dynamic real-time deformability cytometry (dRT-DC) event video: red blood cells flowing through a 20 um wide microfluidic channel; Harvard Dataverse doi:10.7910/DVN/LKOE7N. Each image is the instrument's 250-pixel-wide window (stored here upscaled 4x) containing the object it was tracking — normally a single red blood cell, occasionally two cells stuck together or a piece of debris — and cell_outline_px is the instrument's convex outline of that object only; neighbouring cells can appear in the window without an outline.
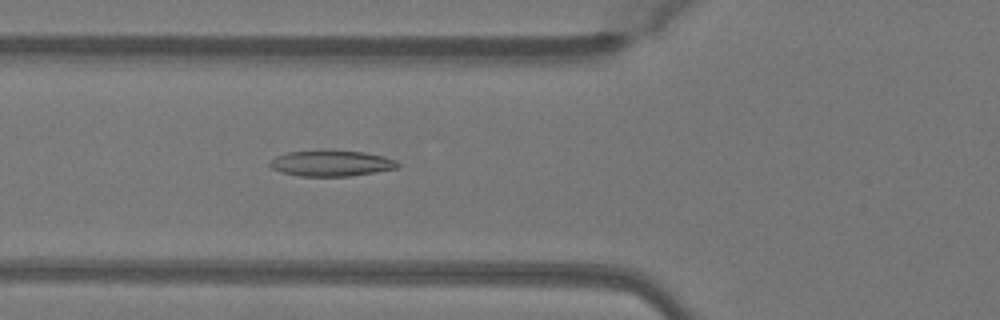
{"species": "Egyptian fruit bat (a non-hibernating species)", "species_latin": "Rousettus aegyptiacus", "temperature_condition": "warm", "stored_images_in_passage": 49, "camera_frame_rate_fps": 3000, "um_per_image_px": 0.085, "animal": {"sex": "female"}, "frame": {"image": 1, "passage_image": 18, "time_ms": 5.667, "image_size_px": [1000, 320], "cell_outline_px": [[400, 164], [396, 168], [376, 172], [352, 176], [300, 176], [280, 172], [272, 168], [268, 164], [276, 156], [288, 152], [324, 148], [328, 148], [364, 152], [384, 156], [396, 160]], "centroid_in_image_um": [28.15, 13.85], "position_along_channel_um": 97.6, "area_um2": 19.88}}
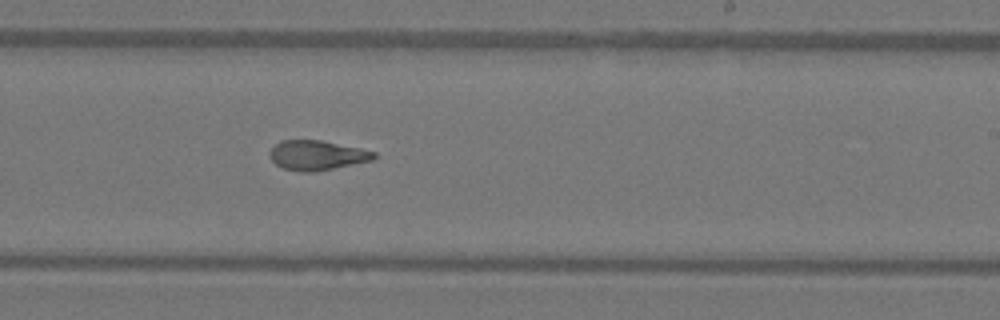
{"frame": {"image": 2, "passage_image": 30, "time_ms": 9.667, "image_size_px": [1000, 320], "cell_outline_px": [[376, 156], [372, 160], [316, 172], [300, 172], [284, 168], [276, 164], [268, 156], [268, 152], [280, 140], [320, 140], [360, 148], [376, 152]], "centroid_in_image_um": [26.92, 13.2], "position_along_channel_um": 262.1, "area_um2": 18.03}}
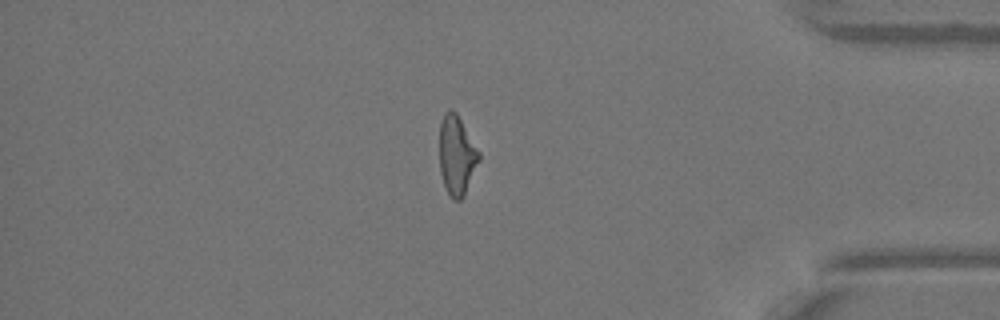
{"frame": {"image": 3, "passage_image": 42, "time_ms": 13.667, "image_size_px": [1000, 320], "cell_outline_px": [[480, 160], [464, 196], [460, 200], [452, 200], [444, 184], [440, 172], [440, 124], [444, 112], [448, 108], [452, 108], [456, 112], [480, 152]], "centroid_in_image_um": [38.83, 13.19], "position_along_channel_um": 396.4, "area_um2": 18.32}, "authors_computed_cell_mechanics": {"area_um2": 18.7272, "velocity_mm_per_s": 4.1144, "shape_relaxation_time_tau1_ms": null, "shape_relaxation_time_tau2_ms": 2.0263, "deformation_change_tau1": null, "deformation_change_tau2": 0.1016}}